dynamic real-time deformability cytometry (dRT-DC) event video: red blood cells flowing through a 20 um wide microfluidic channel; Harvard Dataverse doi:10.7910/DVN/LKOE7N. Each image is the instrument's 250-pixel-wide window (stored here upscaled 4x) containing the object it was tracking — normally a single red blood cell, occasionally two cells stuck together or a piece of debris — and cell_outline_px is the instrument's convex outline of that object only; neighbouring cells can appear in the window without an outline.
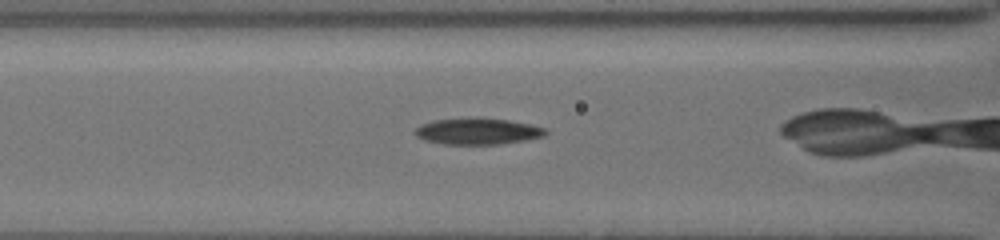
{"species": "common noctule bat (a hibernating species)", "species_latin": "Nyctalus noctula", "temperature_condition": "cold", "stored_images_in_passage": 29, "camera_frame_rate_fps": 3000, "um_per_image_px": 0.085, "animal": {"sex": "female", "body_mass_g": 19.5, "forearm_length_mm": 54.1}, "frame": {"image": 1, "passage_image": 12, "time_ms": 3.667, "image_size_px": [1000, 240], "cell_outline_px": [[548, 132], [544, 136], [524, 140], [500, 144], [444, 144], [424, 140], [416, 136], [412, 132], [420, 124], [432, 120], [468, 116], [476, 116], [508, 120], [548, 128]], "centroid_in_image_um": [40.55, 11.13], "position_along_channel_um": 126.0, "area_um2": 20.58}}
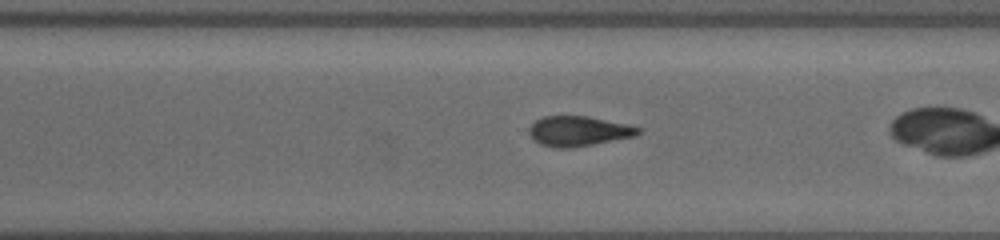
{"frame": {"image": 2, "passage_image": 22, "time_ms": 7.0, "image_size_px": [1000, 240], "cell_outline_px": [[640, 132], [636, 136], [572, 148], [556, 148], [540, 144], [528, 132], [528, 128], [536, 120], [544, 116], [588, 116], [628, 124], [640, 128]], "centroid_in_image_um": [49.18, 11.14], "position_along_channel_um": 321.4, "area_um2": 19.02}}
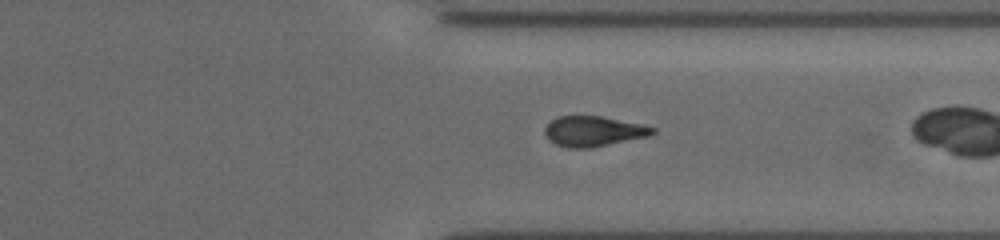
{"frame": {"image": 3, "passage_image": 25, "time_ms": 8.0, "image_size_px": [1000, 240], "cell_outline_px": [[656, 132], [648, 136], [588, 148], [568, 148], [556, 144], [548, 140], [544, 132], [544, 128], [556, 116], [600, 116], [640, 124], [656, 128]], "centroid_in_image_um": [50.4, 11.15], "position_along_channel_um": 361.0, "area_um2": 18.79}}